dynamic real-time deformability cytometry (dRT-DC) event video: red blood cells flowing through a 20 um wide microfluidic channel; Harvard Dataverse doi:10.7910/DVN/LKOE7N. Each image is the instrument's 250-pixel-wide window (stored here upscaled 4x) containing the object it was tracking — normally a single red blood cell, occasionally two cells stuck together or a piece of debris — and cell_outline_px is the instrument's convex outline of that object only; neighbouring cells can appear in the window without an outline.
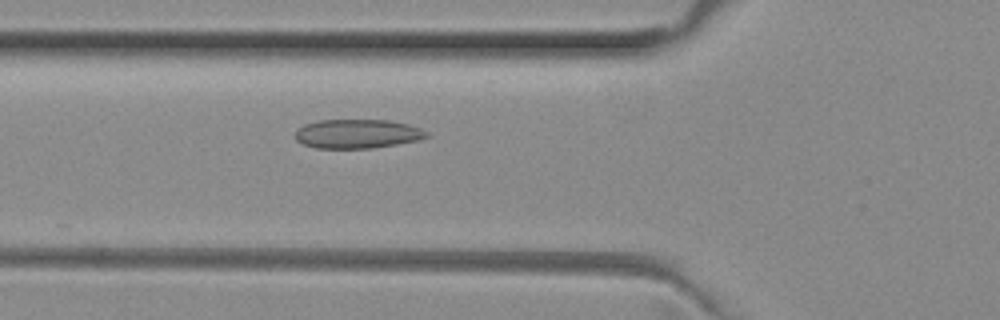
{"species": "common noctule bat (a hibernating species)", "species_latin": "Nyctalus noctula", "temperature_condition": "room temperature", "stored_images_in_passage": 40, "camera_frame_rate_fps": 3000, "um_per_image_px": 0.085, "animal": {"sex": "female", "body_mass_g": 29.2, "forearm_length_mm": 56.3}, "frame": {"image": 1, "passage_image": 7, "time_ms": 2.0, "image_size_px": [1000, 320], "cell_outline_px": [[428, 136], [420, 140], [372, 148], [316, 148], [304, 144], [296, 140], [296, 128], [304, 124], [316, 120], [388, 120], [408, 124], [420, 128], [428, 132]], "centroid_in_image_um": [30.36, 11.37], "position_along_channel_um": 95.4, "area_um2": 22.31}}
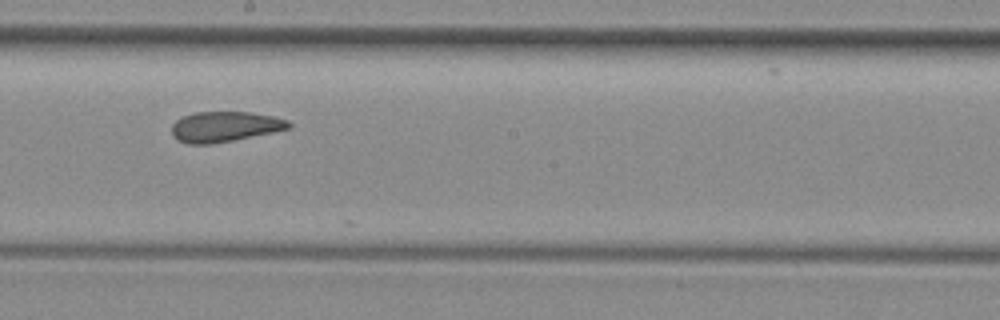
{"frame": {"image": 2, "passage_image": 17, "time_ms": 5.333, "image_size_px": [1000, 320], "cell_outline_px": [[292, 128], [212, 144], [188, 144], [176, 140], [172, 136], [172, 124], [176, 120], [184, 116], [196, 112], [248, 112], [272, 116], [288, 120], [292, 124]], "centroid_in_image_um": [19.08, 10.77], "position_along_channel_um": 229.1, "area_um2": 20.63}}
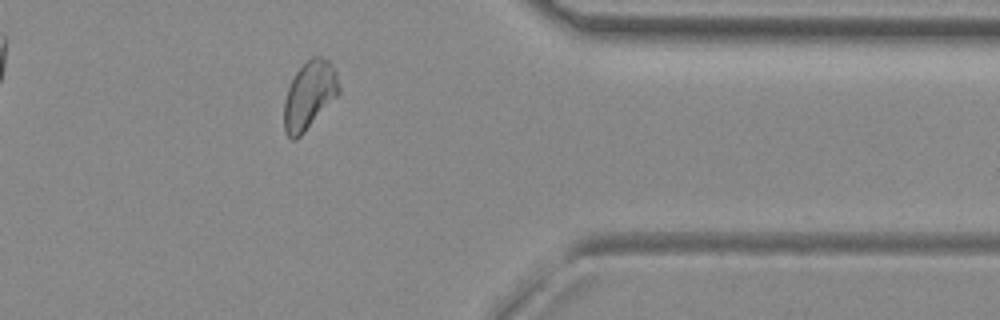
{"frame": {"image": 3, "passage_image": 30, "time_ms": 9.667, "image_size_px": [1000, 320], "cell_outline_px": [[340, 92], [304, 132], [296, 140], [292, 140], [288, 136], [284, 128], [284, 100], [288, 88], [296, 72], [312, 56], [320, 56], [328, 60], [336, 68], [340, 88]], "centroid_in_image_um": [26.3, 8.07], "position_along_channel_um": 385.1, "area_um2": 21.56}, "authors_computed_cell_mechanics": {"area_um2": 21.7039, "velocity_mm_per_s": 3.9969, "shape_relaxation_time_tau1_ms": null, "shape_relaxation_time_tau2_ms": 3.6972, "deformation_change_tau1": null, "deformation_change_tau2": 0.0913}}